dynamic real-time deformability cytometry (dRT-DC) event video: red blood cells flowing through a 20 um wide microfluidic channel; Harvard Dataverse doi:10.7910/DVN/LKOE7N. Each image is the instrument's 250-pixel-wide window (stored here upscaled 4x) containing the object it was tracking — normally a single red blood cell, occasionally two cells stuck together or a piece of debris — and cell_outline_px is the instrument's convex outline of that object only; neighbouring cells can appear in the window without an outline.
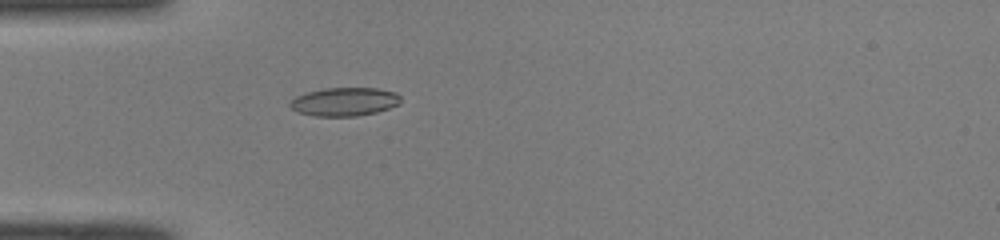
{"species": "common noctule bat (a hibernating species)", "species_latin": "Nyctalus noctula", "temperature_condition": "room temperature", "stored_images_in_passage": 36, "camera_frame_rate_fps": 3000, "um_per_image_px": 0.085, "animal": {"sex": "male", "body_mass_g": 19.0, "forearm_length_mm": 50.8}, "frame": {"image": 1, "passage_image": 1, "time_ms": 0.0, "image_size_px": [1000, 240], "cell_outline_px": [[400, 104], [376, 112], [356, 116], [316, 116], [296, 112], [288, 104], [296, 96], [304, 92], [324, 88], [376, 88], [396, 92], [400, 96]], "centroid_in_image_um": [29.26, 8.64], "position_along_channel_um": 55.7, "area_um2": 18.44}}
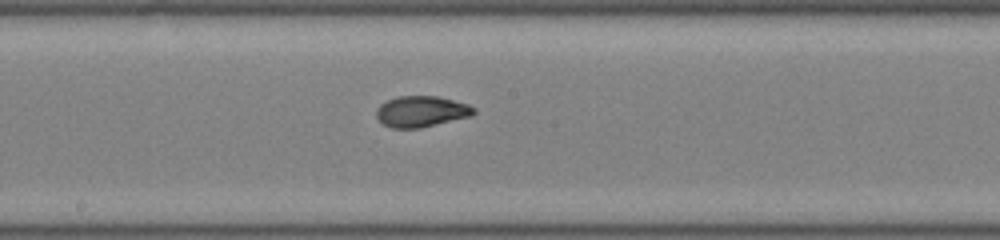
{"frame": {"image": 2, "passage_image": 13, "time_ms": 4.0, "image_size_px": [1000, 240], "cell_outline_px": [[476, 112], [468, 116], [420, 128], [392, 128], [384, 124], [376, 116], [376, 108], [380, 104], [396, 96], [440, 96], [468, 104], [476, 108]], "centroid_in_image_um": [35.79, 9.46], "position_along_channel_um": 212.4, "area_um2": 17.51}}
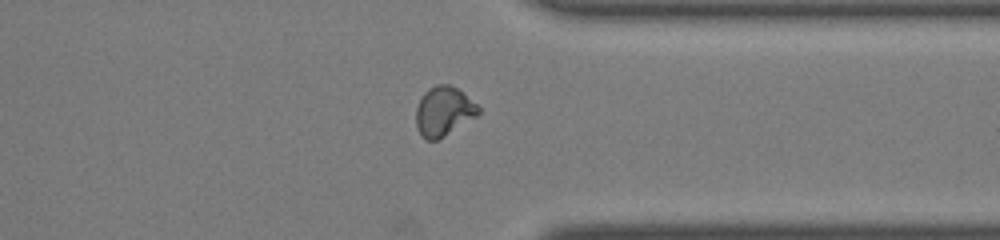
{"frame": {"image": 3, "passage_image": 25, "time_ms": 8.0, "image_size_px": [1000, 240], "cell_outline_px": [[480, 112], [476, 116], [436, 140], [428, 140], [420, 132], [416, 124], [416, 108], [424, 92], [428, 88], [436, 84], [448, 84], [456, 88], [476, 104], [480, 108]], "centroid_in_image_um": [37.69, 9.43], "position_along_channel_um": 373.7, "area_um2": 17.4}, "authors_computed_cell_mechanics": {"area_um2": 17.6001, "velocity_mm_per_s": 4.074, "shape_relaxation_time_tau1_ms": null, "shape_relaxation_time_tau2_ms": 1.0859, "deformation_change_tau1": null, "deformation_change_tau2": 0.057}}